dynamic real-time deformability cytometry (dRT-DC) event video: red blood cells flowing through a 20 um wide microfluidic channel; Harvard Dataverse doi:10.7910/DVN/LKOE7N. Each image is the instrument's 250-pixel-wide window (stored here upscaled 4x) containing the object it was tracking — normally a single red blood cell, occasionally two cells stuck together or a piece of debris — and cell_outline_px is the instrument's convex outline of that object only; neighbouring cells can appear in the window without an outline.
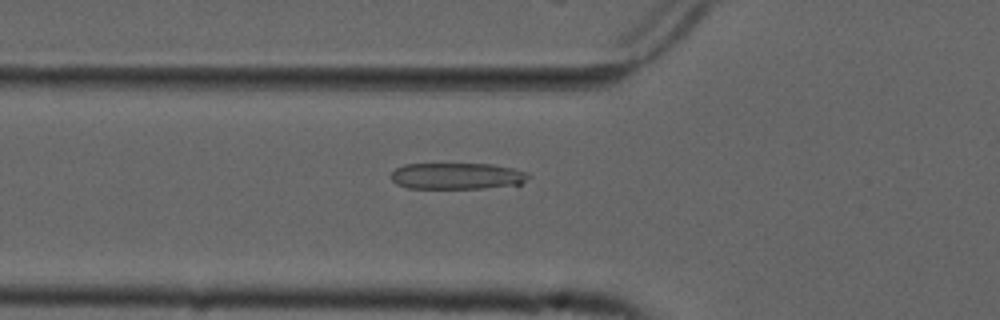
{"species": "common noctule bat (a hibernating species)", "species_latin": "Nyctalus noctula", "temperature_condition": "cold", "stored_images_in_passage": 40, "camera_frame_rate_fps": 3000, "um_per_image_px": 0.085, "animal": {"sex": "male", "forearm_length_mm": 52.5}, "frame": {"image": 1, "passage_image": 5, "time_ms": 1.333, "image_size_px": [1000, 320], "cell_outline_px": [[532, 176], [520, 184], [484, 188], [408, 188], [396, 184], [392, 180], [392, 172], [396, 168], [404, 164], [492, 164], [512, 168], [528, 172]], "centroid_in_image_um": [38.87, 14.96], "position_along_channel_um": 86.9, "area_um2": 21.15}}
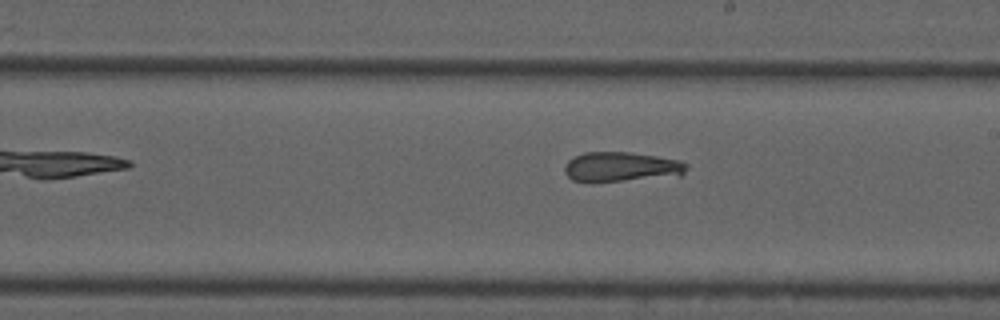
{"frame": {"image": 2, "passage_image": 17, "time_ms": 5.333, "image_size_px": [1000, 320], "cell_outline_px": [[688, 168], [680, 176], [592, 184], [572, 180], [564, 172], [564, 164], [568, 160], [584, 152], [628, 152], [656, 156], [680, 160], [688, 164]], "centroid_in_image_um": [52.79, 14.22], "position_along_channel_um": 236.2, "area_um2": 21.91}}
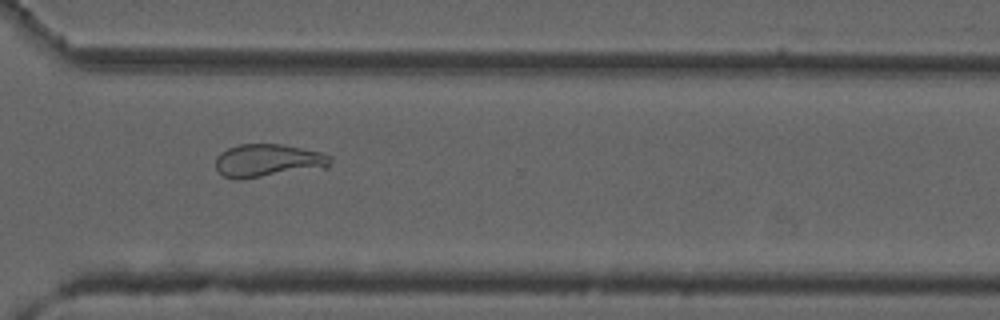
{"frame": {"image": 3, "passage_image": 26, "time_ms": 8.333, "image_size_px": [1000, 320], "cell_outline_px": [[332, 160], [328, 168], [240, 180], [236, 180], [224, 176], [216, 168], [216, 156], [220, 152], [228, 148], [240, 144], [284, 144], [320, 152], [332, 156]], "centroid_in_image_um": [22.81, 13.66], "position_along_channel_um": 347.8, "area_um2": 22.54}, "authors_computed_cell_mechanics": {"area_um2": 22.3686, "velocity_mm_per_s": 3.7276, "shape_relaxation_time_tau1_ms": null, "shape_relaxation_time_tau2_ms": 2.94, "deformation_change_tau1": null, "deformation_change_tau2": 0.1067}}